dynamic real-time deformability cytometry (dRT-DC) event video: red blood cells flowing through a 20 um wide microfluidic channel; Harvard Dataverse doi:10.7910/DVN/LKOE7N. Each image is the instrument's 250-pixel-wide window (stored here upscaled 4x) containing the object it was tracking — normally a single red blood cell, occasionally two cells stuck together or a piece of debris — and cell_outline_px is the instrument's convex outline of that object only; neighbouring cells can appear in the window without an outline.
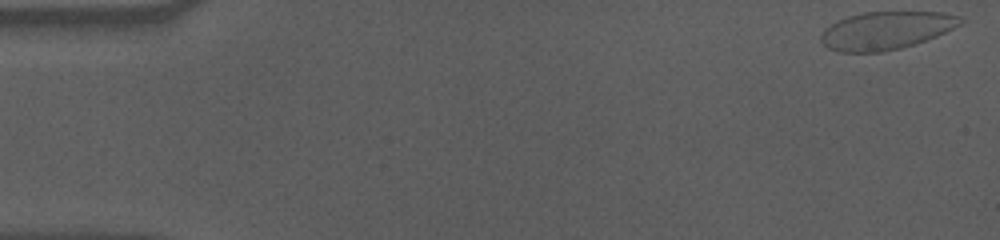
{"species": "human", "species_latin": "Homo sapiens", "temperature_condition": "cold", "stored_images_in_passage": 57, "camera_frame_rate_fps": 3000, "um_per_image_px": 0.085, "donor": {"sex": "male"}, "frame": {"image": 1, "passage_image": 1, "time_ms": 0.0, "image_size_px": [1000, 240], "cell_outline_px": [[964, 20], [960, 24], [936, 36], [900, 48], [884, 52], [840, 52], [828, 48], [820, 40], [820, 36], [824, 28], [848, 16], [864, 12], [944, 12], [960, 16]], "centroid_in_image_um": [75.29, 2.59], "position_along_channel_um": 9.7, "area_um2": 30.52}}
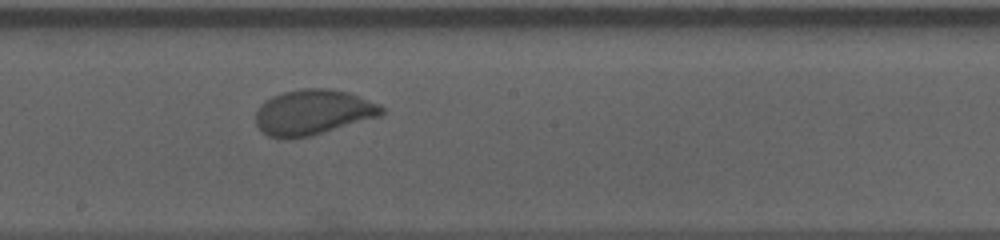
{"frame": {"image": 2, "passage_image": 31, "time_ms": 10.0, "image_size_px": [1000, 240], "cell_outline_px": [[384, 112], [380, 116], [312, 136], [284, 140], [280, 140], [268, 136], [256, 124], [256, 112], [260, 104], [264, 100], [272, 96], [284, 92], [300, 88], [328, 88], [348, 92], [380, 104], [384, 108]], "centroid_in_image_um": [26.58, 9.55], "position_along_channel_um": 221.6, "area_um2": 33.58}}
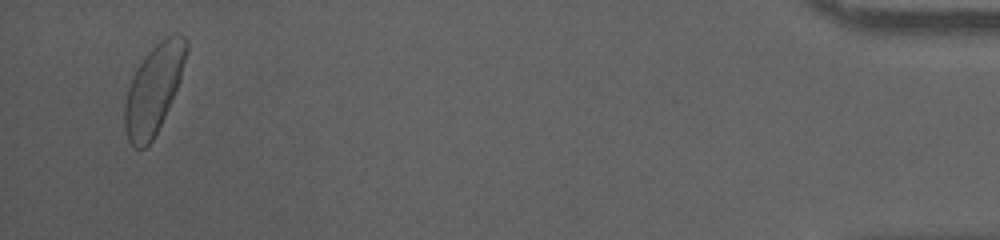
{"frame": {"image": 3, "passage_image": 55, "time_ms": 18.0, "image_size_px": [1000, 240], "cell_outline_px": [[188, 48], [180, 80], [164, 116], [152, 140], [144, 148], [136, 148], [128, 140], [124, 128], [124, 104], [128, 88], [132, 76], [144, 56], [164, 36], [172, 32], [180, 32], [188, 40]], "centroid_in_image_um": [13.07, 7.51], "position_along_channel_um": 422.1, "area_um2": 31.79}, "authors_computed_cell_mechanics": {"area_um2": 31.9056, "velocity_mm_per_s": 3.5167, "shape_relaxation_time_tau1_ms": 3.4535, "shape_relaxation_time_tau2_ms": null, "deformation_change_tau1": 0.0998, "deformation_change_tau2": null}}